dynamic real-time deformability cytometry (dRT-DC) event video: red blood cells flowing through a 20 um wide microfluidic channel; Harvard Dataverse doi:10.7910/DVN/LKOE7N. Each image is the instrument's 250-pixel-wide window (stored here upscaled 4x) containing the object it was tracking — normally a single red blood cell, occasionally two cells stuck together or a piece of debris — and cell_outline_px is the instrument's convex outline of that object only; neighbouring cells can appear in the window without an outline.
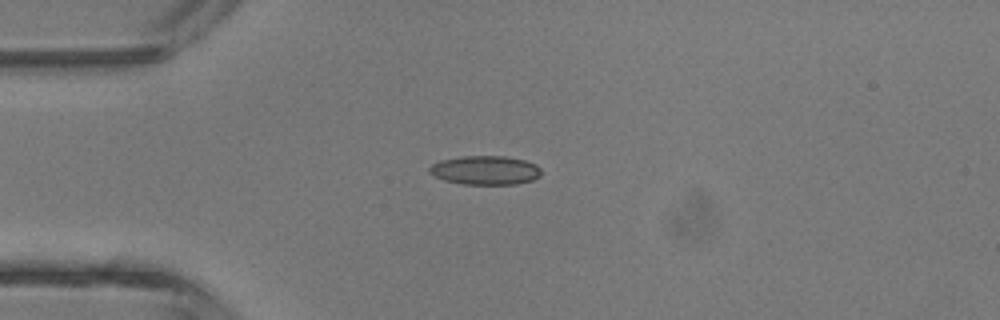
{"species": "common noctule bat (a hibernating species)", "species_latin": "Nyctalus noctula", "temperature_condition": "room temperature", "stored_images_in_passage": 2, "camera_frame_rate_fps": 3000, "um_per_image_px": 0.085, "animal": {"sex": "male", "body_mass_g": 13.3}, "frame": {"image": 1, "passage_image": 1, "time_ms": 0.0, "image_size_px": [1000, 320], "cell_outline_px": [[540, 176], [532, 180], [516, 184], [460, 184], [444, 180], [428, 172], [428, 168], [432, 164], [440, 160], [460, 156], [504, 156], [524, 160], [536, 164], [540, 168]], "centroid_in_image_um": [41.23, 14.47], "position_along_channel_um": 43.8, "area_um2": 18.9}}